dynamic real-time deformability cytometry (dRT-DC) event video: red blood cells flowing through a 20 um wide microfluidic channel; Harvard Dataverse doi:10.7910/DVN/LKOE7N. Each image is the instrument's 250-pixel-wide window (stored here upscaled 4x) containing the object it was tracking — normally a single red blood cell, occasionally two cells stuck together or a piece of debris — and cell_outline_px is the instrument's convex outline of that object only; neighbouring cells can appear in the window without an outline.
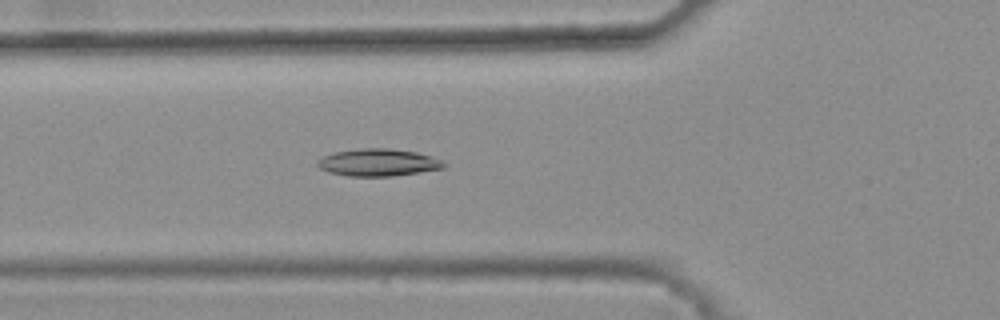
{"species": "common noctule bat (a hibernating species)", "species_latin": "Nyctalus noctula", "temperature_condition": "warm", "stored_images_in_passage": 45, "camera_frame_rate_fps": 3000, "um_per_image_px": 0.085, "animal": {"sex": "female", "body_mass_g": 25.1}, "frame": {"image": 1, "passage_image": 18, "time_ms": 5.667, "image_size_px": [1000, 320], "cell_outline_px": [[448, 164], [444, 168], [420, 172], [392, 176], [348, 176], [328, 172], [320, 168], [316, 164], [316, 160], [332, 152], [360, 148], [388, 148], [416, 152], [432, 156]], "centroid_in_image_um": [32.13, 13.81], "position_along_channel_um": 93.7, "area_um2": 20.23}}
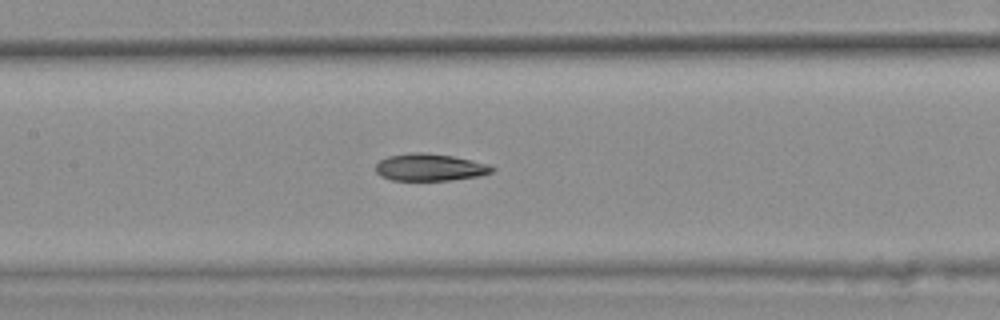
{"frame": {"image": 2, "passage_image": 24, "time_ms": 7.667, "image_size_px": [1000, 320], "cell_outline_px": [[496, 168], [492, 172], [480, 176], [452, 180], [392, 180], [380, 176], [376, 172], [376, 164], [380, 160], [388, 156], [408, 152], [424, 152], [452, 156], [472, 160], [488, 164]], "centroid_in_image_um": [36.54, 14.22], "position_along_channel_um": 170.9, "area_um2": 18.55}}
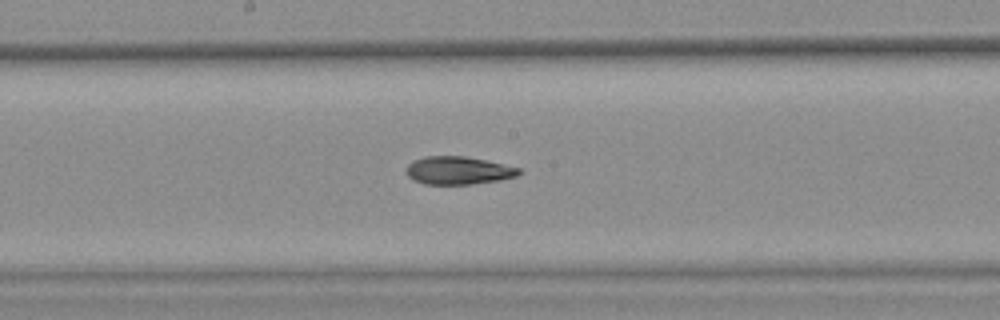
{"frame": {"image": 3, "passage_image": 27, "time_ms": 8.667, "image_size_px": [1000, 320], "cell_outline_px": [[524, 172], [516, 176], [500, 180], [472, 184], [424, 184], [412, 180], [408, 176], [408, 164], [412, 160], [424, 156], [464, 156], [504, 164], [520, 168]], "centroid_in_image_um": [38.97, 14.49], "position_along_channel_um": 209.2, "area_um2": 18.38}, "authors_computed_cell_mechanics": {"area_um2": 19.0162, "velocity_mm_per_s": 3.8471, "shape_relaxation_time_tau1_ms": 10.9328, "shape_relaxation_time_tau2_ms": 2.6346, "deformation_change_tau1": 0.2099, "deformation_change_tau2": 0.0949}}